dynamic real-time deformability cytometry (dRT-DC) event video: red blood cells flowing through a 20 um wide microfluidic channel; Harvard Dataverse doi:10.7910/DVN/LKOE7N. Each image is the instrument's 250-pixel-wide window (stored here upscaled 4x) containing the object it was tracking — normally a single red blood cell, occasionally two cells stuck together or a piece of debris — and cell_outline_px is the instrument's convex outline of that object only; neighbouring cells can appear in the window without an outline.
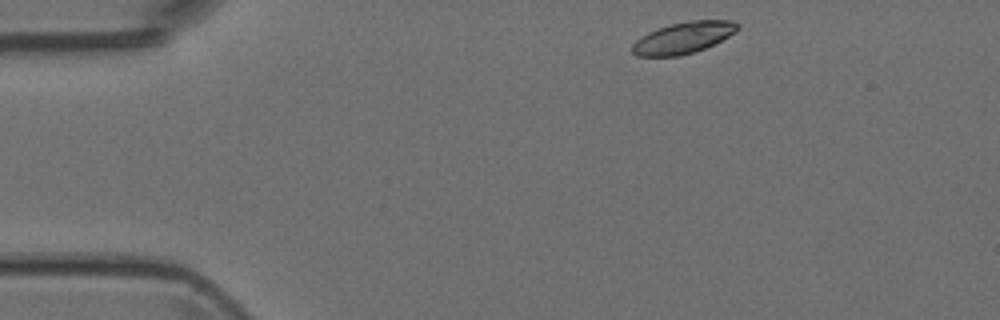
{"species": "Egyptian fruit bat (a non-hibernating species)", "species_latin": "Rousettus aegyptiacus", "temperature_condition": "room temperature", "stored_images_in_passage": 2, "camera_frame_rate_fps": 3000, "um_per_image_px": 0.085, "animal": {"sex": "female"}, "frame": {"image": 1, "passage_image": 1, "time_ms": 0.0, "image_size_px": [1000, 320], "cell_outline_px": [[740, 28], [736, 32], [704, 48], [680, 56], [636, 56], [632, 52], [632, 44], [640, 36], [648, 32], [672, 24], [692, 20], [732, 20], [740, 24]], "centroid_in_image_um": [58.08, 3.2], "position_along_channel_um": 26.9, "area_um2": 19.13}}